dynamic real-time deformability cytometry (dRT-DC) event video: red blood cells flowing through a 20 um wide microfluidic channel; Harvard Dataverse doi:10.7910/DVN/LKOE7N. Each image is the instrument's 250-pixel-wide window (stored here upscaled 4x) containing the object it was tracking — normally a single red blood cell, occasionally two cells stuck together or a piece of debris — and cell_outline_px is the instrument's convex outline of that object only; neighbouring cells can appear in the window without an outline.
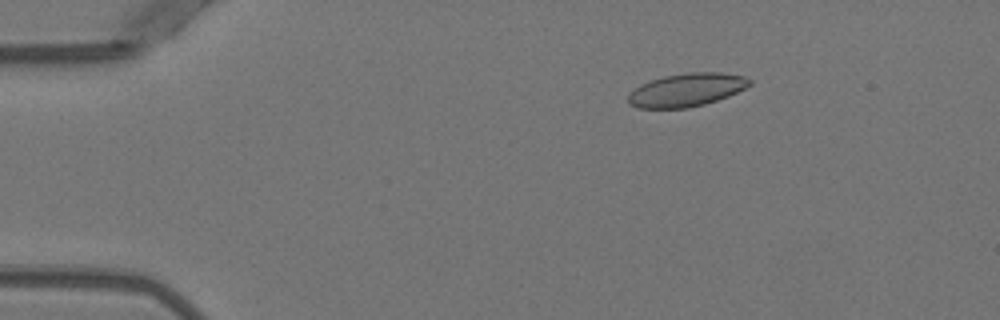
{"species": "Egyptian fruit bat (a non-hibernating species)", "species_latin": "Rousettus aegyptiacus", "temperature_condition": "warm", "stored_images_in_passage": 36, "camera_frame_rate_fps": 3000, "um_per_image_px": 0.085, "animal": {"sex": "female"}, "frame": {"image": 1, "passage_image": 2, "time_ms": 0.333, "image_size_px": [1000, 320], "cell_outline_px": [[752, 84], [728, 96], [704, 104], [688, 108], [636, 108], [628, 104], [628, 92], [640, 84], [664, 76], [688, 72], [720, 72], [744, 76], [752, 80]], "centroid_in_image_um": [58.32, 7.64], "position_along_channel_um": 26.7, "area_um2": 23.58}}
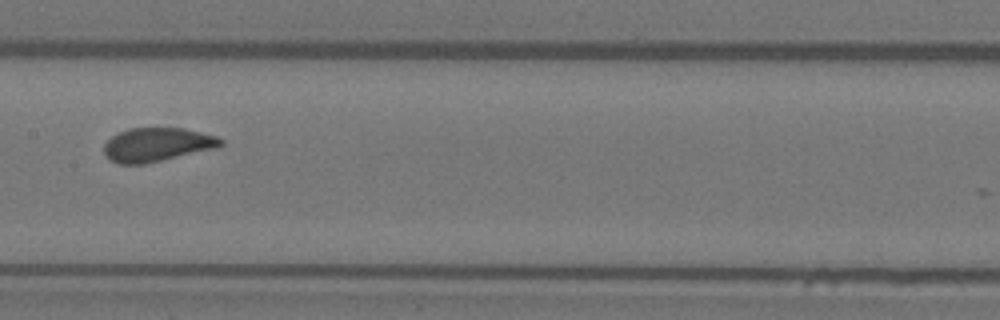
{"frame": {"image": 2, "passage_image": 20, "time_ms": 6.333, "image_size_px": [1000, 320], "cell_outline_px": [[224, 144], [220, 148], [144, 164], [120, 164], [112, 160], [104, 152], [104, 144], [112, 136], [128, 128], [184, 128], [216, 136], [224, 140]], "centroid_in_image_um": [13.41, 12.29], "position_along_channel_um": 194.0, "area_um2": 23.06}}
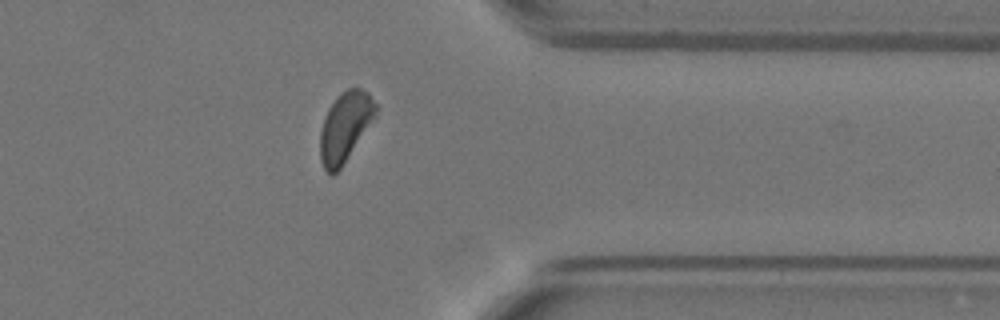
{"frame": {"image": 3, "passage_image": 35, "time_ms": 11.333, "image_size_px": [1000, 320], "cell_outline_px": [[376, 116], [340, 168], [332, 176], [324, 168], [320, 160], [320, 132], [324, 116], [328, 108], [336, 96], [340, 92], [348, 88], [360, 88], [368, 92], [376, 104]], "centroid_in_image_um": [29.31, 10.75], "position_along_channel_um": 382.1, "area_um2": 22.43}}